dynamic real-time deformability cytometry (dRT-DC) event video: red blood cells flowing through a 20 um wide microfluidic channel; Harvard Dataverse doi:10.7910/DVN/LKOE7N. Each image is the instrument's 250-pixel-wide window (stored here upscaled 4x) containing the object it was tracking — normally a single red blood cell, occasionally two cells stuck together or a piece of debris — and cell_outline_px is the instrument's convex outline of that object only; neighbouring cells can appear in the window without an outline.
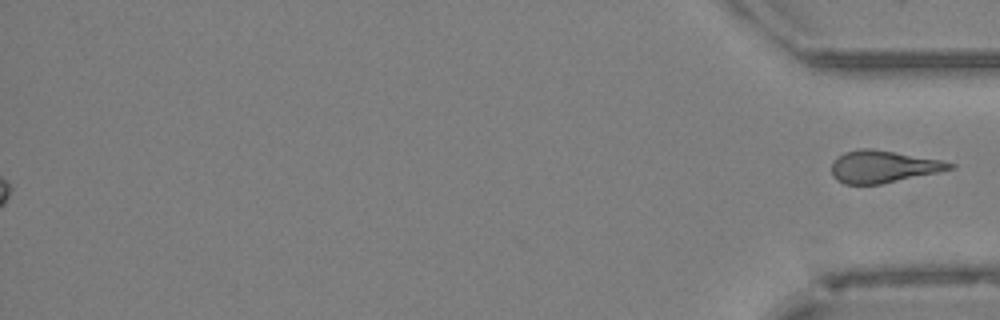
{"species": "Egyptian fruit bat (a non-hibernating species)", "species_latin": "Rousettus aegyptiacus", "temperature_condition": "cold", "stored_images_in_passage": 48, "segment_of_instrument_passage": [2, 2], "camera_frame_rate_fps": 3000, "um_per_image_px": 0.085, "animal": {"sex": "female"}, "frame": {"image": 1, "passage_image": 48, "time_ms": 15.667, "image_size_px": [1000, 320], "cell_outline_px": [[956, 168], [880, 184], [844, 184], [836, 180], [832, 176], [832, 160], [844, 152], [860, 148], [872, 148], [940, 160], [956, 164]], "centroid_in_image_um": [75.02, 14.16], "position_along_channel_um": 360.2, "area_um2": 22.08}}